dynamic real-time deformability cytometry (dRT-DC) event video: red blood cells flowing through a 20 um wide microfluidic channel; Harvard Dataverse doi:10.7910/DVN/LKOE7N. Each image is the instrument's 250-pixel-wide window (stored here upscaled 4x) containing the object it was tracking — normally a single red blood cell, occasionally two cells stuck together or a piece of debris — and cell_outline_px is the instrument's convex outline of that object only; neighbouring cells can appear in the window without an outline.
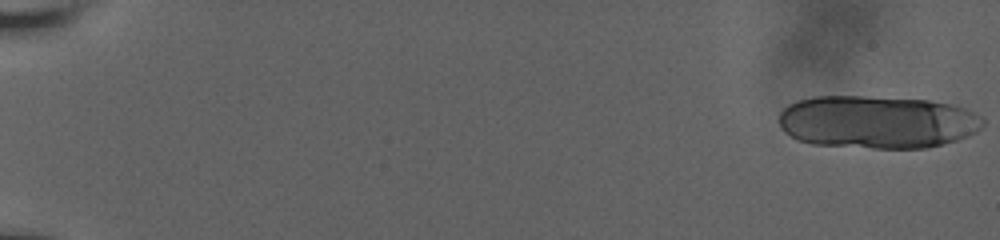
{"species": "human", "species_latin": "Homo sapiens", "temperature_condition": "room temperature", "stored_images_in_passage": 21, "camera_frame_rate_fps": 3000, "um_per_image_px": 0.085, "donor": {"sex": "male"}, "frame": {"image": 1, "passage_image": 1, "time_ms": 0.0, "image_size_px": [1000, 240], "cell_outline_px": [[984, 124], [976, 132], [968, 136], [956, 140], [924, 148], [872, 148], [812, 144], [796, 140], [784, 132], [780, 124], [780, 112], [788, 104], [812, 96], [864, 96], [928, 100], [952, 104], [964, 108], [980, 116], [984, 120]], "centroid_in_image_um": [74.54, 10.37], "position_along_channel_um": 10.5, "area_um2": 63.0}}